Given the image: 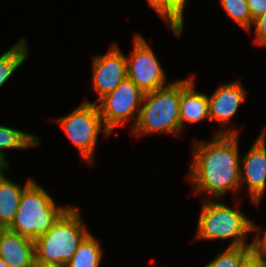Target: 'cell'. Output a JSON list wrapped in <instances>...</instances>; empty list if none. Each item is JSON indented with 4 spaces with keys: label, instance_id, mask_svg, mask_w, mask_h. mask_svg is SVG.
Returning <instances> with one entry per match:
<instances>
[{
    "label": "cell",
    "instance_id": "28",
    "mask_svg": "<svg viewBox=\"0 0 266 267\" xmlns=\"http://www.w3.org/2000/svg\"><path fill=\"white\" fill-rule=\"evenodd\" d=\"M256 251H258L261 254L266 265V250H256Z\"/></svg>",
    "mask_w": 266,
    "mask_h": 267
},
{
    "label": "cell",
    "instance_id": "12",
    "mask_svg": "<svg viewBox=\"0 0 266 267\" xmlns=\"http://www.w3.org/2000/svg\"><path fill=\"white\" fill-rule=\"evenodd\" d=\"M240 82L221 85L209 100L210 119H215L220 124H227L233 117L246 95Z\"/></svg>",
    "mask_w": 266,
    "mask_h": 267
},
{
    "label": "cell",
    "instance_id": "19",
    "mask_svg": "<svg viewBox=\"0 0 266 267\" xmlns=\"http://www.w3.org/2000/svg\"><path fill=\"white\" fill-rule=\"evenodd\" d=\"M228 15L248 32L251 30L253 20L249 11L247 0H220Z\"/></svg>",
    "mask_w": 266,
    "mask_h": 267
},
{
    "label": "cell",
    "instance_id": "21",
    "mask_svg": "<svg viewBox=\"0 0 266 267\" xmlns=\"http://www.w3.org/2000/svg\"><path fill=\"white\" fill-rule=\"evenodd\" d=\"M255 24L256 43L266 46V13L253 20Z\"/></svg>",
    "mask_w": 266,
    "mask_h": 267
},
{
    "label": "cell",
    "instance_id": "20",
    "mask_svg": "<svg viewBox=\"0 0 266 267\" xmlns=\"http://www.w3.org/2000/svg\"><path fill=\"white\" fill-rule=\"evenodd\" d=\"M187 0H167V23L176 36L181 35L183 28V9Z\"/></svg>",
    "mask_w": 266,
    "mask_h": 267
},
{
    "label": "cell",
    "instance_id": "15",
    "mask_svg": "<svg viewBox=\"0 0 266 267\" xmlns=\"http://www.w3.org/2000/svg\"><path fill=\"white\" fill-rule=\"evenodd\" d=\"M102 250L97 239L89 233L65 267H99Z\"/></svg>",
    "mask_w": 266,
    "mask_h": 267
},
{
    "label": "cell",
    "instance_id": "18",
    "mask_svg": "<svg viewBox=\"0 0 266 267\" xmlns=\"http://www.w3.org/2000/svg\"><path fill=\"white\" fill-rule=\"evenodd\" d=\"M252 249L253 246H228L205 267H240L241 261Z\"/></svg>",
    "mask_w": 266,
    "mask_h": 267
},
{
    "label": "cell",
    "instance_id": "26",
    "mask_svg": "<svg viewBox=\"0 0 266 267\" xmlns=\"http://www.w3.org/2000/svg\"><path fill=\"white\" fill-rule=\"evenodd\" d=\"M7 162L5 160V155L4 153H0V181L6 178L4 174L2 173L3 169L7 168Z\"/></svg>",
    "mask_w": 266,
    "mask_h": 267
},
{
    "label": "cell",
    "instance_id": "29",
    "mask_svg": "<svg viewBox=\"0 0 266 267\" xmlns=\"http://www.w3.org/2000/svg\"><path fill=\"white\" fill-rule=\"evenodd\" d=\"M0 267H8V265L0 258Z\"/></svg>",
    "mask_w": 266,
    "mask_h": 267
},
{
    "label": "cell",
    "instance_id": "14",
    "mask_svg": "<svg viewBox=\"0 0 266 267\" xmlns=\"http://www.w3.org/2000/svg\"><path fill=\"white\" fill-rule=\"evenodd\" d=\"M32 182L33 180L28 179L22 188L7 178L0 181V227L2 229H7L12 224L20 204L21 195Z\"/></svg>",
    "mask_w": 266,
    "mask_h": 267
},
{
    "label": "cell",
    "instance_id": "25",
    "mask_svg": "<svg viewBox=\"0 0 266 267\" xmlns=\"http://www.w3.org/2000/svg\"><path fill=\"white\" fill-rule=\"evenodd\" d=\"M263 238L260 239L259 236H256L253 243V249L255 250H266V229L263 232Z\"/></svg>",
    "mask_w": 266,
    "mask_h": 267
},
{
    "label": "cell",
    "instance_id": "16",
    "mask_svg": "<svg viewBox=\"0 0 266 267\" xmlns=\"http://www.w3.org/2000/svg\"><path fill=\"white\" fill-rule=\"evenodd\" d=\"M22 38L16 45L0 56V87L11 77L13 72L26 60L28 48Z\"/></svg>",
    "mask_w": 266,
    "mask_h": 267
},
{
    "label": "cell",
    "instance_id": "6",
    "mask_svg": "<svg viewBox=\"0 0 266 267\" xmlns=\"http://www.w3.org/2000/svg\"><path fill=\"white\" fill-rule=\"evenodd\" d=\"M57 122L79 149L82 157L87 162H92L97 136L101 127L104 126L97 104L85 101L75 111L60 118Z\"/></svg>",
    "mask_w": 266,
    "mask_h": 267
},
{
    "label": "cell",
    "instance_id": "7",
    "mask_svg": "<svg viewBox=\"0 0 266 267\" xmlns=\"http://www.w3.org/2000/svg\"><path fill=\"white\" fill-rule=\"evenodd\" d=\"M143 96L144 92L126 78L113 91L97 100L105 136L110 135L115 127L123 125L129 117L135 116L137 107L142 105Z\"/></svg>",
    "mask_w": 266,
    "mask_h": 267
},
{
    "label": "cell",
    "instance_id": "13",
    "mask_svg": "<svg viewBox=\"0 0 266 267\" xmlns=\"http://www.w3.org/2000/svg\"><path fill=\"white\" fill-rule=\"evenodd\" d=\"M179 115L181 131L184 121L195 123L205 118L210 119L208 96L195 92L193 78L181 81Z\"/></svg>",
    "mask_w": 266,
    "mask_h": 267
},
{
    "label": "cell",
    "instance_id": "10",
    "mask_svg": "<svg viewBox=\"0 0 266 267\" xmlns=\"http://www.w3.org/2000/svg\"><path fill=\"white\" fill-rule=\"evenodd\" d=\"M266 129L262 131L249 152L243 157L244 172L240 171V182H247L252 201L256 205L266 188ZM243 173L245 176L243 178Z\"/></svg>",
    "mask_w": 266,
    "mask_h": 267
},
{
    "label": "cell",
    "instance_id": "1",
    "mask_svg": "<svg viewBox=\"0 0 266 267\" xmlns=\"http://www.w3.org/2000/svg\"><path fill=\"white\" fill-rule=\"evenodd\" d=\"M189 178L197 192L220 197L240 188L238 131H219L213 141L196 142Z\"/></svg>",
    "mask_w": 266,
    "mask_h": 267
},
{
    "label": "cell",
    "instance_id": "3",
    "mask_svg": "<svg viewBox=\"0 0 266 267\" xmlns=\"http://www.w3.org/2000/svg\"><path fill=\"white\" fill-rule=\"evenodd\" d=\"M180 97L181 81L144 93L133 131L138 135L156 131L179 135L181 132Z\"/></svg>",
    "mask_w": 266,
    "mask_h": 267
},
{
    "label": "cell",
    "instance_id": "11",
    "mask_svg": "<svg viewBox=\"0 0 266 267\" xmlns=\"http://www.w3.org/2000/svg\"><path fill=\"white\" fill-rule=\"evenodd\" d=\"M0 258L8 267H34V240L8 229H1Z\"/></svg>",
    "mask_w": 266,
    "mask_h": 267
},
{
    "label": "cell",
    "instance_id": "27",
    "mask_svg": "<svg viewBox=\"0 0 266 267\" xmlns=\"http://www.w3.org/2000/svg\"><path fill=\"white\" fill-rule=\"evenodd\" d=\"M34 267H65L61 265H50V264H41V263H36L34 264Z\"/></svg>",
    "mask_w": 266,
    "mask_h": 267
},
{
    "label": "cell",
    "instance_id": "23",
    "mask_svg": "<svg viewBox=\"0 0 266 267\" xmlns=\"http://www.w3.org/2000/svg\"><path fill=\"white\" fill-rule=\"evenodd\" d=\"M247 3L252 20L266 13V0H247Z\"/></svg>",
    "mask_w": 266,
    "mask_h": 267
},
{
    "label": "cell",
    "instance_id": "2",
    "mask_svg": "<svg viewBox=\"0 0 266 267\" xmlns=\"http://www.w3.org/2000/svg\"><path fill=\"white\" fill-rule=\"evenodd\" d=\"M80 212L69 207L44 235L34 240L35 262L65 266L89 234Z\"/></svg>",
    "mask_w": 266,
    "mask_h": 267
},
{
    "label": "cell",
    "instance_id": "5",
    "mask_svg": "<svg viewBox=\"0 0 266 267\" xmlns=\"http://www.w3.org/2000/svg\"><path fill=\"white\" fill-rule=\"evenodd\" d=\"M260 230L239 210L223 203L205 200L198 220L197 238L226 239L234 237L229 246H253L245 242L246 233Z\"/></svg>",
    "mask_w": 266,
    "mask_h": 267
},
{
    "label": "cell",
    "instance_id": "8",
    "mask_svg": "<svg viewBox=\"0 0 266 267\" xmlns=\"http://www.w3.org/2000/svg\"><path fill=\"white\" fill-rule=\"evenodd\" d=\"M127 58V78L132 80L144 93L164 87V71L151 47L139 34L135 36L134 51Z\"/></svg>",
    "mask_w": 266,
    "mask_h": 267
},
{
    "label": "cell",
    "instance_id": "9",
    "mask_svg": "<svg viewBox=\"0 0 266 267\" xmlns=\"http://www.w3.org/2000/svg\"><path fill=\"white\" fill-rule=\"evenodd\" d=\"M93 86L99 99L127 78V57L114 44L103 56L93 58Z\"/></svg>",
    "mask_w": 266,
    "mask_h": 267
},
{
    "label": "cell",
    "instance_id": "17",
    "mask_svg": "<svg viewBox=\"0 0 266 267\" xmlns=\"http://www.w3.org/2000/svg\"><path fill=\"white\" fill-rule=\"evenodd\" d=\"M39 138L25 132L0 126V153L3 149H22L38 145Z\"/></svg>",
    "mask_w": 266,
    "mask_h": 267
},
{
    "label": "cell",
    "instance_id": "4",
    "mask_svg": "<svg viewBox=\"0 0 266 267\" xmlns=\"http://www.w3.org/2000/svg\"><path fill=\"white\" fill-rule=\"evenodd\" d=\"M69 207H58L49 194L34 181L24 190L8 230L33 240L46 234Z\"/></svg>",
    "mask_w": 266,
    "mask_h": 267
},
{
    "label": "cell",
    "instance_id": "24",
    "mask_svg": "<svg viewBox=\"0 0 266 267\" xmlns=\"http://www.w3.org/2000/svg\"><path fill=\"white\" fill-rule=\"evenodd\" d=\"M155 11L167 22V0H147Z\"/></svg>",
    "mask_w": 266,
    "mask_h": 267
},
{
    "label": "cell",
    "instance_id": "22",
    "mask_svg": "<svg viewBox=\"0 0 266 267\" xmlns=\"http://www.w3.org/2000/svg\"><path fill=\"white\" fill-rule=\"evenodd\" d=\"M240 267H266L261 254L252 249L241 261Z\"/></svg>",
    "mask_w": 266,
    "mask_h": 267
}]
</instances>
